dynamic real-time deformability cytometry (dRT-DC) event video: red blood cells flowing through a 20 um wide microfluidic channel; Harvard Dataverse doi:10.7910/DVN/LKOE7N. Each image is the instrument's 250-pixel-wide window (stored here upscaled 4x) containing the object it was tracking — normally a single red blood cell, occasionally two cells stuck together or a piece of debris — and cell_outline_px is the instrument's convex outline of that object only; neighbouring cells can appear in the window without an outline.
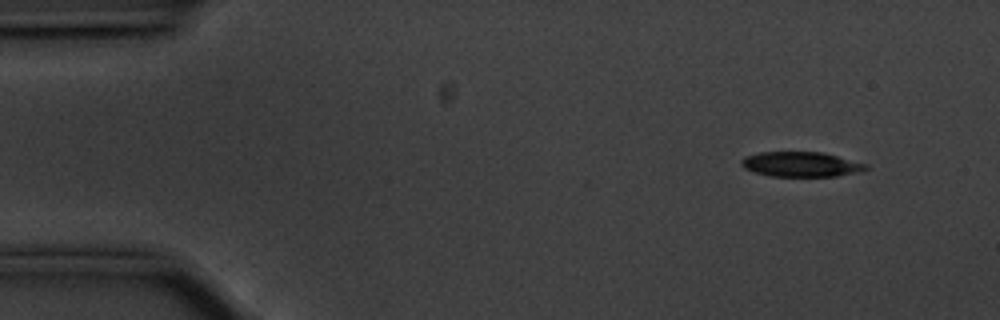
{"species": "common noctule bat (a hibernating species)", "species_latin": "Nyctalus noctula", "temperature_condition": "cold", "stored_images_in_passage": 52, "camera_frame_rate_fps": 3000, "um_per_image_px": 0.085, "animal": {"sex": "male", "body_mass_g": 20.1, "forearm_length_mm": 53.5}, "frame": {"image": 1, "passage_image": 1, "time_ms": 0.0, "image_size_px": [1000, 320], "cell_outline_px": [[868, 168], [836, 176], [772, 176], [756, 172], [744, 168], [740, 164], [740, 160], [744, 156], [760, 152], [824, 152], [868, 164]], "centroid_in_image_um": [68.04, 13.95], "position_along_channel_um": 17.0, "area_um2": 17.92}}
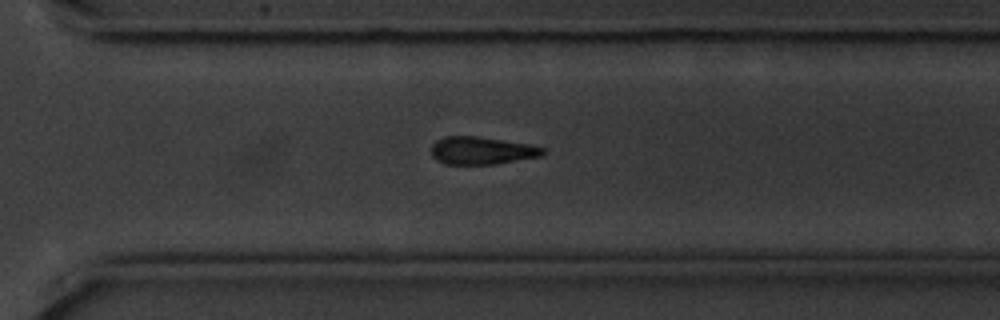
{"frame": {"image": 2, "passage_image": 35, "time_ms": 11.333, "image_size_px": [1000, 320], "cell_outline_px": [[544, 152], [540, 156], [496, 164], [444, 164], [436, 160], [432, 156], [432, 144], [436, 140], [444, 136], [476, 136], [528, 144], [544, 148]], "centroid_in_image_um": [40.89, 12.8], "position_along_channel_um": 329.7, "area_um2": 17.86}}
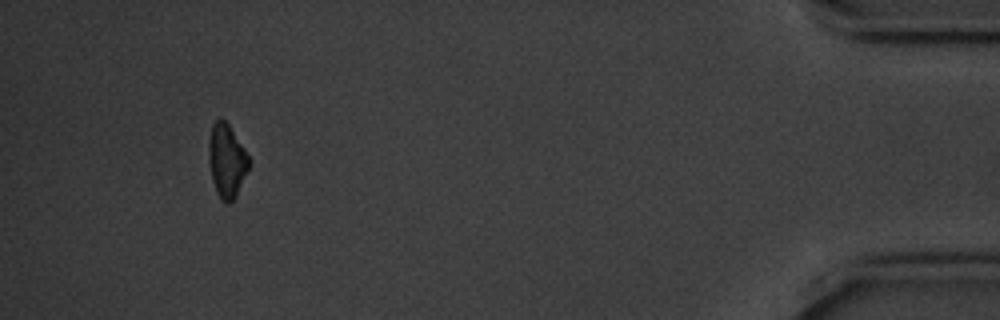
{"frame": {"image": 3, "passage_image": 48, "time_ms": 15.667, "image_size_px": [1000, 320], "cell_outline_px": [[248, 168], [236, 196], [228, 204], [224, 204], [220, 200], [216, 192], [212, 180], [208, 160], [208, 140], [212, 124], [220, 116], [228, 124], [244, 148], [248, 156]], "centroid_in_image_um": [19.23, 13.66], "position_along_channel_um": 416.0, "area_um2": 17.22}, "authors_computed_cell_mechanics": {"area_um2": 19.074, "velocity_mm_per_s": 3.5596, "shape_relaxation_time_tau1_ms": 2.5539, "shape_relaxation_time_tau2_ms": null, "deformation_change_tau1": 0.1187, "deformation_change_tau2": null}}